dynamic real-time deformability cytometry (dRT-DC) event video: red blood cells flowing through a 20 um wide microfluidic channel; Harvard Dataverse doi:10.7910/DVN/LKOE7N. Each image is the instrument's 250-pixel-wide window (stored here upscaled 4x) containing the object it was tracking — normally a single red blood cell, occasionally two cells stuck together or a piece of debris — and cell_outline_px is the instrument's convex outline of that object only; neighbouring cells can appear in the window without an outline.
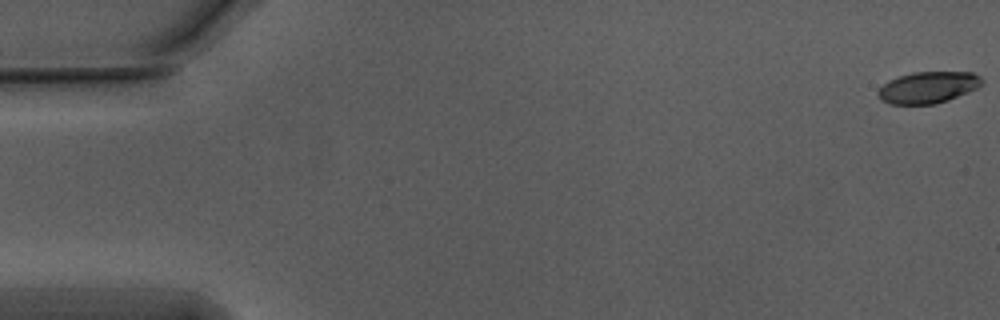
{"species": "Egyptian fruit bat (a non-hibernating species)", "species_latin": "Rousettus aegyptiacus", "temperature_condition": "warm", "stored_images_in_passage": 56, "camera_frame_rate_fps": 3000, "um_per_image_px": 0.085, "animal": {"sex": "male"}, "frame": {"image": 1, "passage_image": 1, "time_ms": 0.0, "image_size_px": [1000, 320], "cell_outline_px": [[984, 80], [976, 88], [968, 92], [948, 100], [936, 104], [892, 104], [880, 100], [876, 92], [888, 80], [912, 72], [972, 72], [980, 76]], "centroid_in_image_um": [78.87, 7.43], "position_along_channel_um": 6.1, "area_um2": 19.07}}
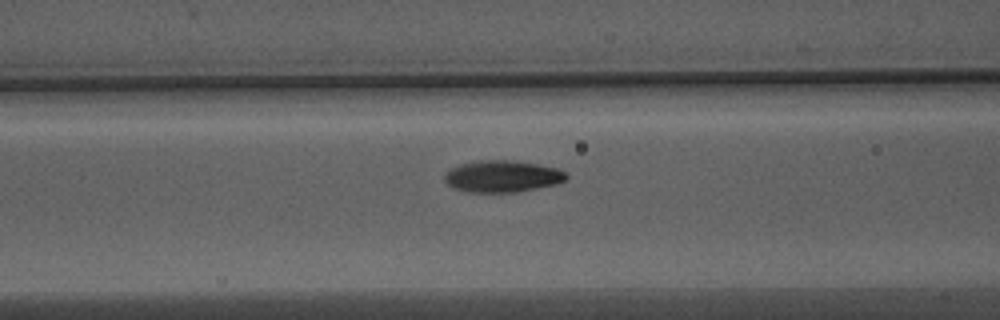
{"frame": {"image": 2, "passage_image": 23, "time_ms": 7.333, "image_size_px": [1000, 320], "cell_outline_px": [[568, 176], [564, 180], [556, 184], [516, 192], [468, 192], [452, 188], [444, 180], [444, 172], [460, 164], [480, 160], [512, 160], [536, 164], [556, 168], [564, 172]], "centroid_in_image_um": [42.65, 14.99], "position_along_channel_um": 124.0, "area_um2": 22.43}}
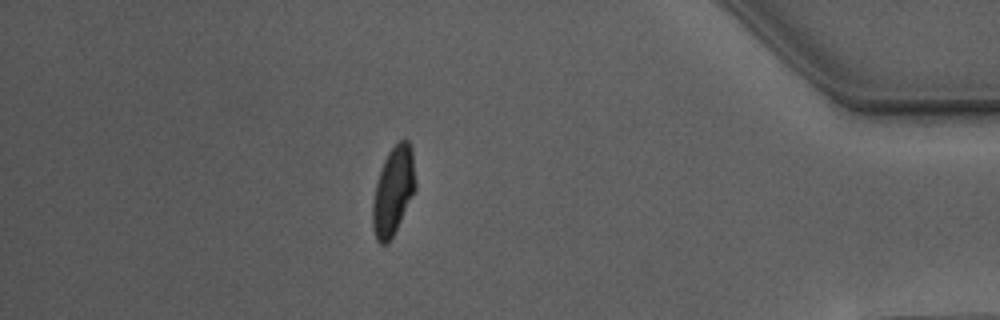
{"frame": {"image": 3, "passage_image": 49, "time_ms": 16.0, "image_size_px": [1000, 320], "cell_outline_px": [[416, 188], [388, 244], [380, 244], [376, 240], [372, 228], [372, 204], [376, 184], [384, 160], [388, 152], [400, 140], [408, 140], [412, 148], [416, 184]], "centroid_in_image_um": [33.42, 16.23], "position_along_channel_um": 401.8, "area_um2": 21.79}, "authors_computed_cell_mechanics": {"area_um2": 21.4149, "velocity_mm_per_s": 3.7323, "shape_relaxation_time_tau1_ms": 2.8511, "shape_relaxation_time_tau2_ms": 1.3373, "deformation_change_tau1": 0.1624, "deformation_change_tau2": 0.0651}}